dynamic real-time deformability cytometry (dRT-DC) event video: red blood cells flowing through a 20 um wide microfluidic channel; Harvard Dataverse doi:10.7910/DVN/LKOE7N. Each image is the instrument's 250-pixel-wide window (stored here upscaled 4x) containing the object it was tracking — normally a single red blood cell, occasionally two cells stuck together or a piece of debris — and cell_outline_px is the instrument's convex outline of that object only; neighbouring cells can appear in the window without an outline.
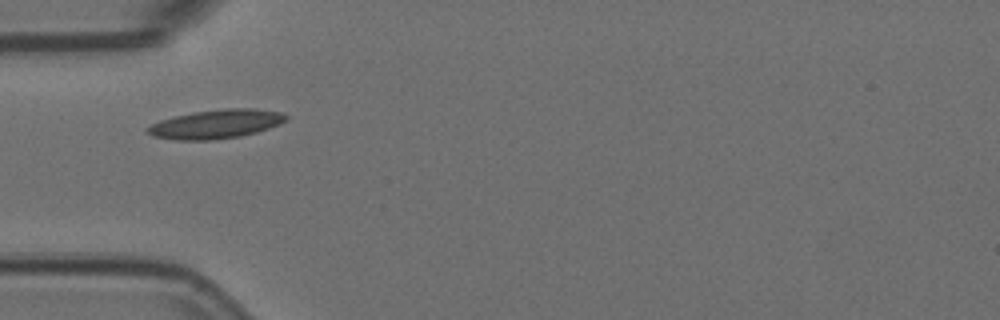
{"species": "Egyptian fruit bat (a non-hibernating species)", "species_latin": "Rousettus aegyptiacus", "temperature_condition": "room temperature", "stored_images_in_passage": 2, "camera_frame_rate_fps": 3000, "um_per_image_px": 0.085, "animal": {"sex": "female"}, "frame": {"image": 1, "passage_image": 1, "time_ms": 0.0, "image_size_px": [1000, 320], "cell_outline_px": [[288, 120], [280, 124], [256, 132], [240, 136], [212, 140], [176, 140], [152, 136], [144, 128], [160, 120], [192, 112], [224, 108], [252, 108], [284, 112], [288, 116]], "centroid_in_image_um": [18.38, 10.54], "position_along_channel_um": 66.6, "area_um2": 23.47}}
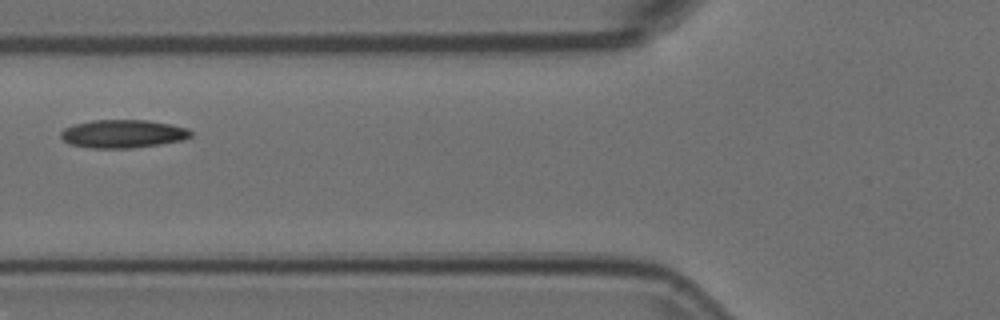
{"frame": {"image": 2, "passage_image": 2, "time_ms": 0.333, "image_size_px": [1000, 320], "cell_outline_px": [[192, 136], [184, 140], [160, 144], [132, 148], [88, 148], [68, 144], [60, 136], [60, 132], [64, 128], [72, 124], [92, 120], [148, 120], [172, 124], [188, 128], [192, 132]], "centroid_in_image_um": [10.44, 11.37], "position_along_channel_um": 115.4, "area_um2": 21.68}}